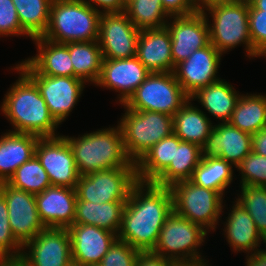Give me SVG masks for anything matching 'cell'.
<instances>
[{"label":"cell","instance_id":"obj_43","mask_svg":"<svg viewBox=\"0 0 266 266\" xmlns=\"http://www.w3.org/2000/svg\"><path fill=\"white\" fill-rule=\"evenodd\" d=\"M165 12L171 16H186L201 11L196 0H161Z\"/></svg>","mask_w":266,"mask_h":266},{"label":"cell","instance_id":"obj_22","mask_svg":"<svg viewBox=\"0 0 266 266\" xmlns=\"http://www.w3.org/2000/svg\"><path fill=\"white\" fill-rule=\"evenodd\" d=\"M68 232L71 238L72 259L83 266L98 265L118 238V235L94 225L73 224Z\"/></svg>","mask_w":266,"mask_h":266},{"label":"cell","instance_id":"obj_38","mask_svg":"<svg viewBox=\"0 0 266 266\" xmlns=\"http://www.w3.org/2000/svg\"><path fill=\"white\" fill-rule=\"evenodd\" d=\"M241 186H266V157L251 151L236 167Z\"/></svg>","mask_w":266,"mask_h":266},{"label":"cell","instance_id":"obj_29","mask_svg":"<svg viewBox=\"0 0 266 266\" xmlns=\"http://www.w3.org/2000/svg\"><path fill=\"white\" fill-rule=\"evenodd\" d=\"M180 142L172 133L153 145L136 163L138 181L153 183L174 161L175 146Z\"/></svg>","mask_w":266,"mask_h":266},{"label":"cell","instance_id":"obj_17","mask_svg":"<svg viewBox=\"0 0 266 266\" xmlns=\"http://www.w3.org/2000/svg\"><path fill=\"white\" fill-rule=\"evenodd\" d=\"M221 57L222 54L209 43L175 65L174 76L189 97L221 79L216 75Z\"/></svg>","mask_w":266,"mask_h":266},{"label":"cell","instance_id":"obj_30","mask_svg":"<svg viewBox=\"0 0 266 266\" xmlns=\"http://www.w3.org/2000/svg\"><path fill=\"white\" fill-rule=\"evenodd\" d=\"M202 157L201 146L192 142L181 141L178 146H175L174 161H171L169 167L153 184L171 187L177 182L191 180Z\"/></svg>","mask_w":266,"mask_h":266},{"label":"cell","instance_id":"obj_6","mask_svg":"<svg viewBox=\"0 0 266 266\" xmlns=\"http://www.w3.org/2000/svg\"><path fill=\"white\" fill-rule=\"evenodd\" d=\"M118 121L128 158L137 163L157 142L173 133V116L161 112L127 109Z\"/></svg>","mask_w":266,"mask_h":266},{"label":"cell","instance_id":"obj_36","mask_svg":"<svg viewBox=\"0 0 266 266\" xmlns=\"http://www.w3.org/2000/svg\"><path fill=\"white\" fill-rule=\"evenodd\" d=\"M7 183L35 195L52 186L48 174L35 154L16 169Z\"/></svg>","mask_w":266,"mask_h":266},{"label":"cell","instance_id":"obj_15","mask_svg":"<svg viewBox=\"0 0 266 266\" xmlns=\"http://www.w3.org/2000/svg\"><path fill=\"white\" fill-rule=\"evenodd\" d=\"M9 213V224L15 238L24 245L45 229L36 207L35 194L0 183Z\"/></svg>","mask_w":266,"mask_h":266},{"label":"cell","instance_id":"obj_41","mask_svg":"<svg viewBox=\"0 0 266 266\" xmlns=\"http://www.w3.org/2000/svg\"><path fill=\"white\" fill-rule=\"evenodd\" d=\"M139 252L117 238L102 258L100 266H136Z\"/></svg>","mask_w":266,"mask_h":266},{"label":"cell","instance_id":"obj_39","mask_svg":"<svg viewBox=\"0 0 266 266\" xmlns=\"http://www.w3.org/2000/svg\"><path fill=\"white\" fill-rule=\"evenodd\" d=\"M22 250L23 245L11 231L7 204L0 192V258L20 257Z\"/></svg>","mask_w":266,"mask_h":266},{"label":"cell","instance_id":"obj_11","mask_svg":"<svg viewBox=\"0 0 266 266\" xmlns=\"http://www.w3.org/2000/svg\"><path fill=\"white\" fill-rule=\"evenodd\" d=\"M35 155L48 174L52 186L76 187L80 175L72 149L63 135L39 137Z\"/></svg>","mask_w":266,"mask_h":266},{"label":"cell","instance_id":"obj_37","mask_svg":"<svg viewBox=\"0 0 266 266\" xmlns=\"http://www.w3.org/2000/svg\"><path fill=\"white\" fill-rule=\"evenodd\" d=\"M236 201L254 220L257 231L266 240V186H241Z\"/></svg>","mask_w":266,"mask_h":266},{"label":"cell","instance_id":"obj_18","mask_svg":"<svg viewBox=\"0 0 266 266\" xmlns=\"http://www.w3.org/2000/svg\"><path fill=\"white\" fill-rule=\"evenodd\" d=\"M150 72L136 57L125 59H103L101 73L95 86L120 94L117 102L124 104Z\"/></svg>","mask_w":266,"mask_h":266},{"label":"cell","instance_id":"obj_16","mask_svg":"<svg viewBox=\"0 0 266 266\" xmlns=\"http://www.w3.org/2000/svg\"><path fill=\"white\" fill-rule=\"evenodd\" d=\"M169 19L165 27L171 36L174 65L210 43L208 21L202 11L186 16H171Z\"/></svg>","mask_w":266,"mask_h":266},{"label":"cell","instance_id":"obj_34","mask_svg":"<svg viewBox=\"0 0 266 266\" xmlns=\"http://www.w3.org/2000/svg\"><path fill=\"white\" fill-rule=\"evenodd\" d=\"M21 27L32 37L42 36L49 22L53 0H12Z\"/></svg>","mask_w":266,"mask_h":266},{"label":"cell","instance_id":"obj_20","mask_svg":"<svg viewBox=\"0 0 266 266\" xmlns=\"http://www.w3.org/2000/svg\"><path fill=\"white\" fill-rule=\"evenodd\" d=\"M37 54L16 65L26 75L74 77L69 49L65 44L55 43L43 37L33 38Z\"/></svg>","mask_w":266,"mask_h":266},{"label":"cell","instance_id":"obj_4","mask_svg":"<svg viewBox=\"0 0 266 266\" xmlns=\"http://www.w3.org/2000/svg\"><path fill=\"white\" fill-rule=\"evenodd\" d=\"M101 14L84 0H53L41 37L60 44L96 41Z\"/></svg>","mask_w":266,"mask_h":266},{"label":"cell","instance_id":"obj_45","mask_svg":"<svg viewBox=\"0 0 266 266\" xmlns=\"http://www.w3.org/2000/svg\"><path fill=\"white\" fill-rule=\"evenodd\" d=\"M176 262L151 251L139 252L136 266H174Z\"/></svg>","mask_w":266,"mask_h":266},{"label":"cell","instance_id":"obj_54","mask_svg":"<svg viewBox=\"0 0 266 266\" xmlns=\"http://www.w3.org/2000/svg\"><path fill=\"white\" fill-rule=\"evenodd\" d=\"M68 266H83V265L72 261V262H70V264Z\"/></svg>","mask_w":266,"mask_h":266},{"label":"cell","instance_id":"obj_32","mask_svg":"<svg viewBox=\"0 0 266 266\" xmlns=\"http://www.w3.org/2000/svg\"><path fill=\"white\" fill-rule=\"evenodd\" d=\"M229 123L254 134L266 126V94L240 95Z\"/></svg>","mask_w":266,"mask_h":266},{"label":"cell","instance_id":"obj_7","mask_svg":"<svg viewBox=\"0 0 266 266\" xmlns=\"http://www.w3.org/2000/svg\"><path fill=\"white\" fill-rule=\"evenodd\" d=\"M207 235L202 226L173 211L166 218L151 252L176 263L208 262L199 251Z\"/></svg>","mask_w":266,"mask_h":266},{"label":"cell","instance_id":"obj_23","mask_svg":"<svg viewBox=\"0 0 266 266\" xmlns=\"http://www.w3.org/2000/svg\"><path fill=\"white\" fill-rule=\"evenodd\" d=\"M136 57L150 73L173 72L171 36L166 27L140 30Z\"/></svg>","mask_w":266,"mask_h":266},{"label":"cell","instance_id":"obj_24","mask_svg":"<svg viewBox=\"0 0 266 266\" xmlns=\"http://www.w3.org/2000/svg\"><path fill=\"white\" fill-rule=\"evenodd\" d=\"M232 209L226 217L223 233L227 243L232 247L234 253L244 252L251 254L260 247L263 242L266 247V240L257 231L254 220L247 210L237 201L233 202ZM262 241V242H261Z\"/></svg>","mask_w":266,"mask_h":266},{"label":"cell","instance_id":"obj_53","mask_svg":"<svg viewBox=\"0 0 266 266\" xmlns=\"http://www.w3.org/2000/svg\"><path fill=\"white\" fill-rule=\"evenodd\" d=\"M196 1L200 4L201 9L208 7V0H196Z\"/></svg>","mask_w":266,"mask_h":266},{"label":"cell","instance_id":"obj_13","mask_svg":"<svg viewBox=\"0 0 266 266\" xmlns=\"http://www.w3.org/2000/svg\"><path fill=\"white\" fill-rule=\"evenodd\" d=\"M21 257L31 266H68L73 261L68 229L45 228L23 245Z\"/></svg>","mask_w":266,"mask_h":266},{"label":"cell","instance_id":"obj_25","mask_svg":"<svg viewBox=\"0 0 266 266\" xmlns=\"http://www.w3.org/2000/svg\"><path fill=\"white\" fill-rule=\"evenodd\" d=\"M39 136L6 132L0 136V183L8 182L16 169L34 154Z\"/></svg>","mask_w":266,"mask_h":266},{"label":"cell","instance_id":"obj_1","mask_svg":"<svg viewBox=\"0 0 266 266\" xmlns=\"http://www.w3.org/2000/svg\"><path fill=\"white\" fill-rule=\"evenodd\" d=\"M172 212L170 187L138 182L124 206L118 239L140 252L152 251L166 218Z\"/></svg>","mask_w":266,"mask_h":266},{"label":"cell","instance_id":"obj_26","mask_svg":"<svg viewBox=\"0 0 266 266\" xmlns=\"http://www.w3.org/2000/svg\"><path fill=\"white\" fill-rule=\"evenodd\" d=\"M241 93L233 88V85L220 79L212 84L199 89L190 98L198 100L200 105L204 107L207 113L211 114L215 119L221 123L229 122L232 113L235 109L236 103Z\"/></svg>","mask_w":266,"mask_h":266},{"label":"cell","instance_id":"obj_5","mask_svg":"<svg viewBox=\"0 0 266 266\" xmlns=\"http://www.w3.org/2000/svg\"><path fill=\"white\" fill-rule=\"evenodd\" d=\"M201 11L208 21L210 43L222 55L242 44L249 59L259 57L253 51L249 33V1L215 3Z\"/></svg>","mask_w":266,"mask_h":266},{"label":"cell","instance_id":"obj_49","mask_svg":"<svg viewBox=\"0 0 266 266\" xmlns=\"http://www.w3.org/2000/svg\"><path fill=\"white\" fill-rule=\"evenodd\" d=\"M0 266H19L12 258H0Z\"/></svg>","mask_w":266,"mask_h":266},{"label":"cell","instance_id":"obj_14","mask_svg":"<svg viewBox=\"0 0 266 266\" xmlns=\"http://www.w3.org/2000/svg\"><path fill=\"white\" fill-rule=\"evenodd\" d=\"M38 87L53 118L61 125L81 98L86 82L78 77L27 75Z\"/></svg>","mask_w":266,"mask_h":266},{"label":"cell","instance_id":"obj_44","mask_svg":"<svg viewBox=\"0 0 266 266\" xmlns=\"http://www.w3.org/2000/svg\"><path fill=\"white\" fill-rule=\"evenodd\" d=\"M84 1L100 13L124 12L127 5V0H84Z\"/></svg>","mask_w":266,"mask_h":266},{"label":"cell","instance_id":"obj_50","mask_svg":"<svg viewBox=\"0 0 266 266\" xmlns=\"http://www.w3.org/2000/svg\"><path fill=\"white\" fill-rule=\"evenodd\" d=\"M174 266H209V264L207 262H192V263H176Z\"/></svg>","mask_w":266,"mask_h":266},{"label":"cell","instance_id":"obj_46","mask_svg":"<svg viewBox=\"0 0 266 266\" xmlns=\"http://www.w3.org/2000/svg\"><path fill=\"white\" fill-rule=\"evenodd\" d=\"M252 151L266 157V126L252 134Z\"/></svg>","mask_w":266,"mask_h":266},{"label":"cell","instance_id":"obj_35","mask_svg":"<svg viewBox=\"0 0 266 266\" xmlns=\"http://www.w3.org/2000/svg\"><path fill=\"white\" fill-rule=\"evenodd\" d=\"M124 12L138 30L163 28L170 18L161 0H127Z\"/></svg>","mask_w":266,"mask_h":266},{"label":"cell","instance_id":"obj_31","mask_svg":"<svg viewBox=\"0 0 266 266\" xmlns=\"http://www.w3.org/2000/svg\"><path fill=\"white\" fill-rule=\"evenodd\" d=\"M65 45L69 49L74 77H78L86 83L95 84L100 77L103 62V55L98 40L70 42Z\"/></svg>","mask_w":266,"mask_h":266},{"label":"cell","instance_id":"obj_48","mask_svg":"<svg viewBox=\"0 0 266 266\" xmlns=\"http://www.w3.org/2000/svg\"><path fill=\"white\" fill-rule=\"evenodd\" d=\"M257 10L266 12V0H248Z\"/></svg>","mask_w":266,"mask_h":266},{"label":"cell","instance_id":"obj_12","mask_svg":"<svg viewBox=\"0 0 266 266\" xmlns=\"http://www.w3.org/2000/svg\"><path fill=\"white\" fill-rule=\"evenodd\" d=\"M140 30L125 12L102 13L99 37L103 59H125L136 56Z\"/></svg>","mask_w":266,"mask_h":266},{"label":"cell","instance_id":"obj_52","mask_svg":"<svg viewBox=\"0 0 266 266\" xmlns=\"http://www.w3.org/2000/svg\"><path fill=\"white\" fill-rule=\"evenodd\" d=\"M242 0H208V6L215 4V3H228V2H239Z\"/></svg>","mask_w":266,"mask_h":266},{"label":"cell","instance_id":"obj_8","mask_svg":"<svg viewBox=\"0 0 266 266\" xmlns=\"http://www.w3.org/2000/svg\"><path fill=\"white\" fill-rule=\"evenodd\" d=\"M173 211L206 231H215L222 215L224 197L215 190L196 185L191 180L173 184Z\"/></svg>","mask_w":266,"mask_h":266},{"label":"cell","instance_id":"obj_47","mask_svg":"<svg viewBox=\"0 0 266 266\" xmlns=\"http://www.w3.org/2000/svg\"><path fill=\"white\" fill-rule=\"evenodd\" d=\"M245 260V266H266V249L260 248L251 254H247Z\"/></svg>","mask_w":266,"mask_h":266},{"label":"cell","instance_id":"obj_40","mask_svg":"<svg viewBox=\"0 0 266 266\" xmlns=\"http://www.w3.org/2000/svg\"><path fill=\"white\" fill-rule=\"evenodd\" d=\"M249 33L253 51L261 57L266 53V12L257 10L249 2Z\"/></svg>","mask_w":266,"mask_h":266},{"label":"cell","instance_id":"obj_33","mask_svg":"<svg viewBox=\"0 0 266 266\" xmlns=\"http://www.w3.org/2000/svg\"><path fill=\"white\" fill-rule=\"evenodd\" d=\"M233 165L218 157H202L191 181L196 185L218 191L223 197L233 182Z\"/></svg>","mask_w":266,"mask_h":266},{"label":"cell","instance_id":"obj_9","mask_svg":"<svg viewBox=\"0 0 266 266\" xmlns=\"http://www.w3.org/2000/svg\"><path fill=\"white\" fill-rule=\"evenodd\" d=\"M188 99L173 72L150 73L123 105L134 111L174 116Z\"/></svg>","mask_w":266,"mask_h":266},{"label":"cell","instance_id":"obj_19","mask_svg":"<svg viewBox=\"0 0 266 266\" xmlns=\"http://www.w3.org/2000/svg\"><path fill=\"white\" fill-rule=\"evenodd\" d=\"M203 157H218L237 167L252 151V135L229 122L214 125L201 146Z\"/></svg>","mask_w":266,"mask_h":266},{"label":"cell","instance_id":"obj_21","mask_svg":"<svg viewBox=\"0 0 266 266\" xmlns=\"http://www.w3.org/2000/svg\"><path fill=\"white\" fill-rule=\"evenodd\" d=\"M35 201L45 228H68L73 225L77 201L75 188L50 186L36 194Z\"/></svg>","mask_w":266,"mask_h":266},{"label":"cell","instance_id":"obj_51","mask_svg":"<svg viewBox=\"0 0 266 266\" xmlns=\"http://www.w3.org/2000/svg\"><path fill=\"white\" fill-rule=\"evenodd\" d=\"M19 266H31L28 262H26L21 256L12 258Z\"/></svg>","mask_w":266,"mask_h":266},{"label":"cell","instance_id":"obj_2","mask_svg":"<svg viewBox=\"0 0 266 266\" xmlns=\"http://www.w3.org/2000/svg\"><path fill=\"white\" fill-rule=\"evenodd\" d=\"M13 68L19 77L6 92L0 107L14 128L8 131L39 137L59 136L56 130L60 124L51 115L37 85L17 65Z\"/></svg>","mask_w":266,"mask_h":266},{"label":"cell","instance_id":"obj_42","mask_svg":"<svg viewBox=\"0 0 266 266\" xmlns=\"http://www.w3.org/2000/svg\"><path fill=\"white\" fill-rule=\"evenodd\" d=\"M25 36L33 39L19 22L12 0H0V38L1 36Z\"/></svg>","mask_w":266,"mask_h":266},{"label":"cell","instance_id":"obj_28","mask_svg":"<svg viewBox=\"0 0 266 266\" xmlns=\"http://www.w3.org/2000/svg\"><path fill=\"white\" fill-rule=\"evenodd\" d=\"M126 202L95 204L77 200L73 224L94 225L118 235Z\"/></svg>","mask_w":266,"mask_h":266},{"label":"cell","instance_id":"obj_3","mask_svg":"<svg viewBox=\"0 0 266 266\" xmlns=\"http://www.w3.org/2000/svg\"><path fill=\"white\" fill-rule=\"evenodd\" d=\"M63 136L72 149L80 176L103 169L136 167V163L126 155L119 124L84 133L77 138Z\"/></svg>","mask_w":266,"mask_h":266},{"label":"cell","instance_id":"obj_10","mask_svg":"<svg viewBox=\"0 0 266 266\" xmlns=\"http://www.w3.org/2000/svg\"><path fill=\"white\" fill-rule=\"evenodd\" d=\"M138 182L136 167L103 169L79 176L75 191L77 200L95 204L127 202Z\"/></svg>","mask_w":266,"mask_h":266},{"label":"cell","instance_id":"obj_27","mask_svg":"<svg viewBox=\"0 0 266 266\" xmlns=\"http://www.w3.org/2000/svg\"><path fill=\"white\" fill-rule=\"evenodd\" d=\"M188 101L173 116V133L184 142L202 146L214 127L211 118L199 106Z\"/></svg>","mask_w":266,"mask_h":266}]
</instances>
